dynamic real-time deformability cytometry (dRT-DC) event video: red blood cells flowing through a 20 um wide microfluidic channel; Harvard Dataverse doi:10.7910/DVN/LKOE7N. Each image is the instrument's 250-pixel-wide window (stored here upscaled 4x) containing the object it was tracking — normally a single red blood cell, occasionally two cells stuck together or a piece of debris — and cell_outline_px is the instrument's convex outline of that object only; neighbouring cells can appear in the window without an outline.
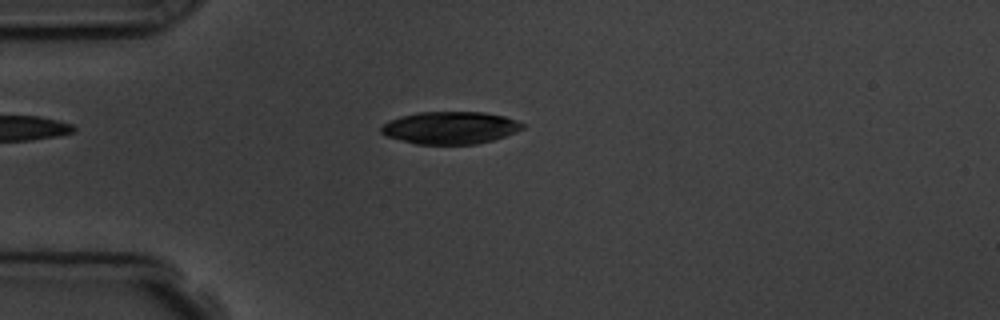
{"species": "common noctule bat (a hibernating species)", "species_latin": "Nyctalus noctula", "temperature_condition": "room temperature", "stored_images_in_passage": 6, "camera_frame_rate_fps": 3000, "um_per_image_px": 0.085, "animal": {"sex": "male", "body_mass_g": 19.5, "forearm_length_mm": 54.6}, "frame": {"image": 1, "passage_image": 4, "time_ms": 3.333, "image_size_px": [1000, 320], "cell_outline_px": [[524, 128], [516, 132], [492, 140], [476, 144], [416, 144], [388, 136], [380, 132], [380, 128], [384, 124], [400, 116], [416, 112], [484, 112], [504, 116], [516, 120], [524, 124]], "centroid_in_image_um": [38.29, 10.85], "position_along_channel_um": 46.7, "area_um2": 26.53}}